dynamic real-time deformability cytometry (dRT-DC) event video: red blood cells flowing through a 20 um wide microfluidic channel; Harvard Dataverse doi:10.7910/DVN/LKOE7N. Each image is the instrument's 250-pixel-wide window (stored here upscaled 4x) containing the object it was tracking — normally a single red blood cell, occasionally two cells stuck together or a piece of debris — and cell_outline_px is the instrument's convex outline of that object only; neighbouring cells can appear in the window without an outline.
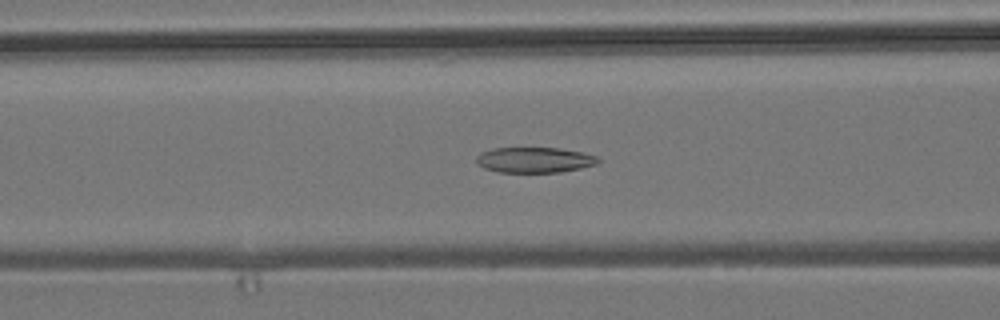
{"species": "common noctule bat (a hibernating species)", "species_latin": "Nyctalus noctula", "temperature_condition": "room temperature", "stored_images_in_passage": 38, "camera_frame_rate_fps": 3000, "um_per_image_px": 0.085, "animal": {"sex": "male", "body_mass_g": 19.2, "forearm_length_mm": 51.8}, "frame": {"image": 1, "passage_image": 6, "time_ms": 1.667, "image_size_px": [1000, 320], "cell_outline_px": [[600, 160], [596, 164], [580, 168], [560, 172], [496, 172], [484, 168], [476, 164], [476, 156], [480, 152], [492, 148], [560, 148], [584, 152], [596, 156]], "centroid_in_image_um": [45.39, 13.59], "position_along_channel_um": 121.2, "area_um2": 18.21}}
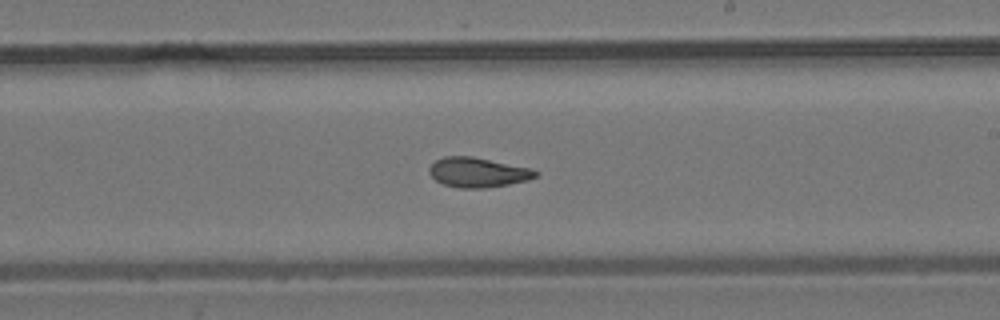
{"frame": {"image": 2, "passage_image": 16, "time_ms": 5.0, "image_size_px": [1000, 320], "cell_outline_px": [[540, 172], [536, 176], [528, 180], [508, 184], [484, 188], [460, 188], [444, 184], [436, 180], [428, 172], [428, 168], [436, 160], [444, 156], [472, 156], [532, 168]], "centroid_in_image_um": [40.63, 14.64], "position_along_channel_um": 248.4, "area_um2": 18.44}}
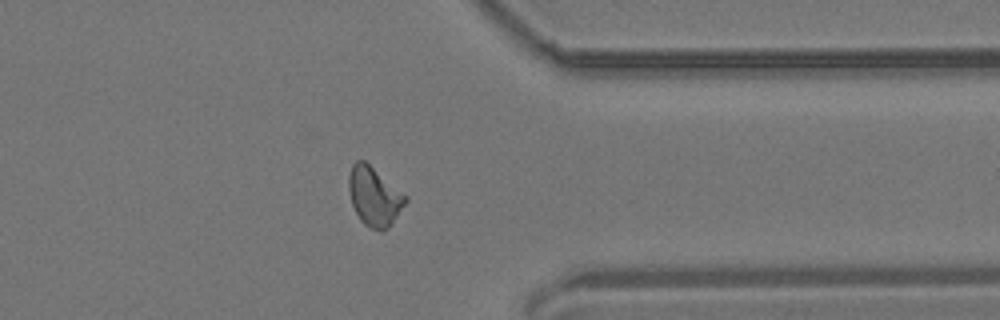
{"frame": {"image": 3, "passage_image": 27, "time_ms": 8.667, "image_size_px": [1000, 320], "cell_outline_px": [[408, 200], [392, 220], [380, 232], [368, 228], [360, 220], [352, 204], [348, 188], [348, 176], [352, 164], [356, 160], [364, 160], [408, 196]], "centroid_in_image_um": [31.78, 16.67], "position_along_channel_um": 379.6, "area_um2": 19.25}, "authors_computed_cell_mechanics": {"area_um2": 18.6983, "velocity_mm_per_s": 3.8095, "shape_relaxation_time_tau1_ms": null, "shape_relaxation_time_tau2_ms": 2.1412, "deformation_change_tau1": null, "deformation_change_tau2": 0.0817}}